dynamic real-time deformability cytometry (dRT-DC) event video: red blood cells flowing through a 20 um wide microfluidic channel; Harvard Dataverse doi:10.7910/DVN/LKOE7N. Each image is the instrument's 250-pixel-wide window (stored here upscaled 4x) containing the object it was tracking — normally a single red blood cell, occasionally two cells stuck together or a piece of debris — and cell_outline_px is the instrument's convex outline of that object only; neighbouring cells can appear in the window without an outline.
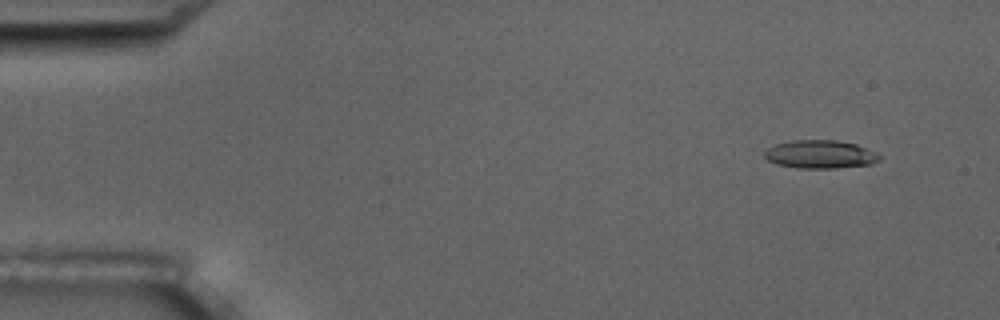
{"species": "common noctule bat (a hibernating species)", "species_latin": "Nyctalus noctula", "temperature_condition": "room temperature", "stored_images_in_passage": 17, "camera_frame_rate_fps": 3000, "um_per_image_px": 0.085, "animal": {"sex": "male", "body_mass_g": 17.5, "forearm_length_mm": 52.3}, "frame": {"image": 1, "passage_image": 2, "time_ms": 1.333, "image_size_px": [1000, 320], "cell_outline_px": [[880, 160], [868, 164], [836, 168], [796, 168], [776, 164], [768, 160], [764, 156], [764, 152], [768, 148], [776, 144], [792, 140], [836, 140], [856, 144], [876, 152], [880, 156]], "centroid_in_image_um": [69.69, 13.11], "position_along_channel_um": 15.3, "area_um2": 18.84}}
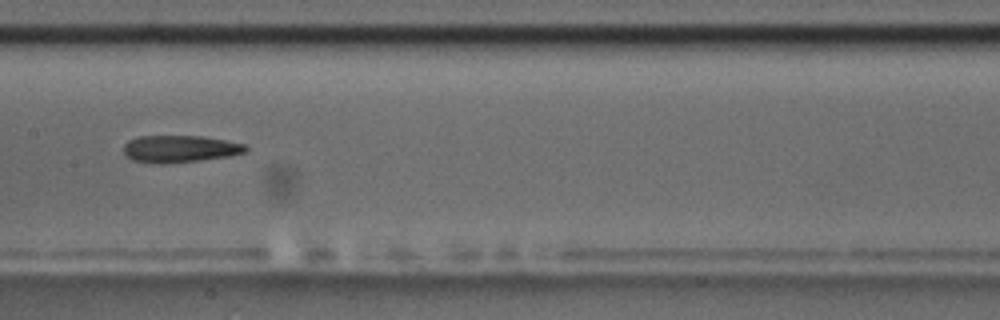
{"frame": {"image": 2, "passage_image": 9, "time_ms": 9.333, "image_size_px": [1000, 320], "cell_outline_px": [[248, 148], [244, 152], [228, 156], [200, 160], [164, 164], [160, 164], [132, 160], [124, 156], [124, 144], [128, 140], [136, 136], [204, 136], [244, 144]], "centroid_in_image_um": [15.22, 12.65], "position_along_channel_um": 192.2, "area_um2": 19.31}}
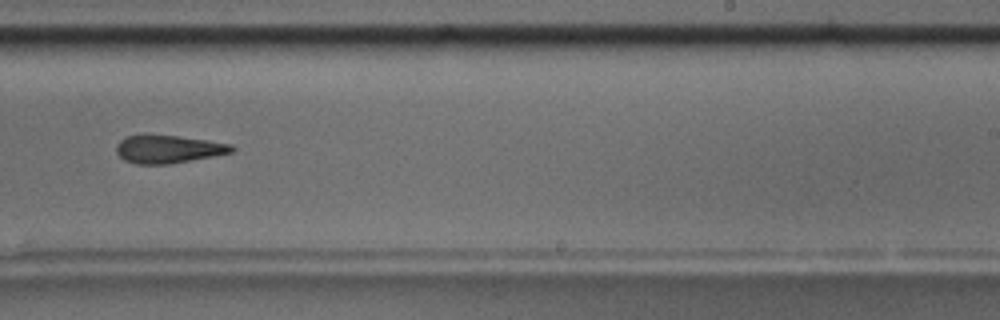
{"frame": {"image": 3, "passage_image": 11, "time_ms": 11.667, "image_size_px": [1000, 320], "cell_outline_px": [[236, 148], [232, 152], [192, 160], [168, 164], [136, 164], [124, 160], [116, 152], [116, 144], [124, 136], [140, 132], [144, 132], [208, 140], [232, 144]], "centroid_in_image_um": [14.23, 12.63], "position_along_channel_um": 274.8, "area_um2": 19.36}}